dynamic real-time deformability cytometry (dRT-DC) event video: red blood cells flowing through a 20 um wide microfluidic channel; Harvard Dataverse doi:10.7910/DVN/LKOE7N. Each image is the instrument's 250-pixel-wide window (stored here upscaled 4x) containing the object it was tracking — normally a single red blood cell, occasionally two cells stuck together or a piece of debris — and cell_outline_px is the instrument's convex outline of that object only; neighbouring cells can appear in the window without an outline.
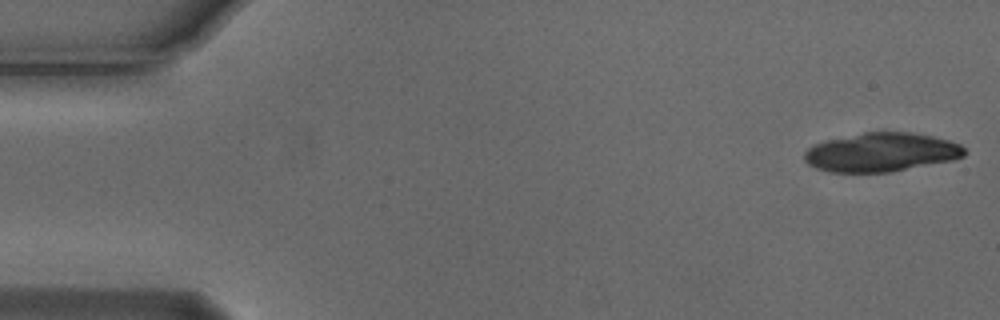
{"species": "Egyptian fruit bat (a non-hibernating species)", "species_latin": "Rousettus aegyptiacus", "temperature_condition": "cold", "stored_images_in_passage": 11, "camera_frame_rate_fps": 3000, "um_per_image_px": 0.085, "animal": {"sex": "male"}, "frame": {"image": 1, "passage_image": 1, "time_ms": 0.0, "image_size_px": [1000, 320], "cell_outline_px": [[968, 152], [964, 156], [952, 160], [892, 172], [828, 172], [816, 168], [808, 164], [804, 160], [804, 152], [808, 148], [816, 144], [828, 140], [864, 132], [908, 132], [932, 136], [948, 140], [960, 144]], "centroid_in_image_um": [74.92, 12.95], "position_along_channel_um": 10.1, "area_um2": 36.18}}